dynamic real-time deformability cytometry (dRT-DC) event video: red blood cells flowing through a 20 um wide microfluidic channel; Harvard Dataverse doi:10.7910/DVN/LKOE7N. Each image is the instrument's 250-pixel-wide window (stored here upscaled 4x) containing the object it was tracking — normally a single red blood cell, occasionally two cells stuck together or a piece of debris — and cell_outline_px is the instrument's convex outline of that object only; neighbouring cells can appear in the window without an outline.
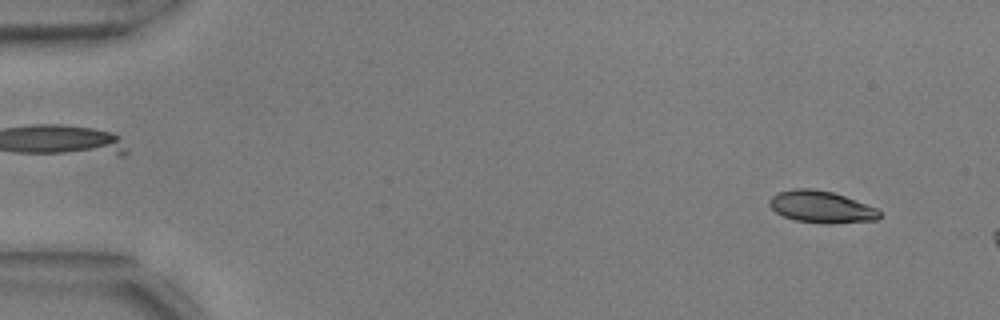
{"species": "common noctule bat (a hibernating species)", "species_latin": "Nyctalus noctula", "temperature_condition": "warm", "stored_images_in_passage": 12, "camera_frame_rate_fps": 3000, "um_per_image_px": 0.085, "animal": {"sex": "male", "body_mass_g": 17.9, "forearm_length_mm": 54.2}, "frame": {"image": 1, "passage_image": 4, "time_ms": 1.0, "image_size_px": [1000, 320], "cell_outline_px": [[880, 216], [876, 220], [832, 224], [824, 224], [796, 220], [784, 216], [776, 212], [768, 204], [768, 200], [776, 192], [792, 188], [812, 188], [832, 192], [844, 196], [876, 208], [880, 212]], "centroid_in_image_um": [69.77, 17.58], "position_along_channel_um": 15.2, "area_um2": 20.52}}